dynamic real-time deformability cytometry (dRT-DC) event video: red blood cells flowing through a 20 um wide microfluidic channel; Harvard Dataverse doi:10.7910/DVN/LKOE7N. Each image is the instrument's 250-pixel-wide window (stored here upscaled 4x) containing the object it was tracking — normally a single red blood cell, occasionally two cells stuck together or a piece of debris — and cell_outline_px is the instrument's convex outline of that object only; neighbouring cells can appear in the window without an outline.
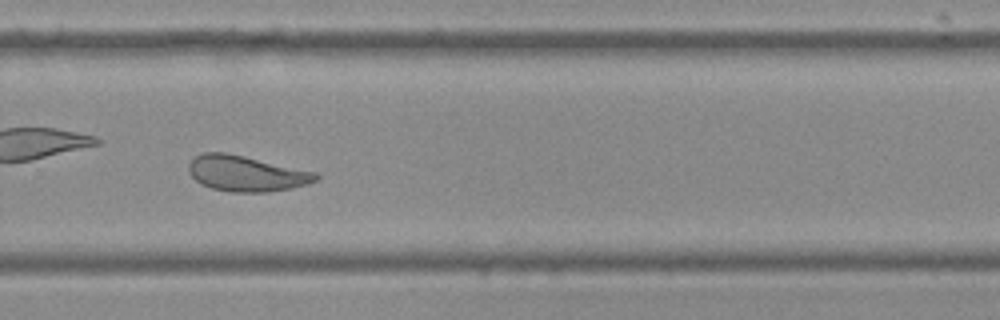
{"species": "Egyptian fruit bat (a non-hibernating species)", "species_latin": "Rousettus aegyptiacus", "temperature_condition": "cold", "stored_images_in_passage": 46, "camera_frame_rate_fps": 3000, "um_per_image_px": 0.085, "frame": {"image": 1, "passage_image": 33, "time_ms": 10.667, "image_size_px": [1000, 320], "cell_outline_px": [[320, 176], [316, 180], [308, 184], [292, 188], [268, 192], [232, 192], [212, 188], [200, 184], [188, 172], [188, 164], [196, 156], [204, 152], [224, 152], [244, 156], [316, 172]], "centroid_in_image_um": [20.93, 14.75], "position_along_channel_um": 308.9, "area_um2": 26.36}, "authors_computed_cell_mechanics": {"area_um2": 26.7036, "velocity_mm_per_s": 3.5888, "shape_relaxation_time_tau1_ms": 9.5917, "shape_relaxation_time_tau2_ms": 2.7905, "deformation_change_tau1": 0.179, "deformation_change_tau2": 0.0963}}